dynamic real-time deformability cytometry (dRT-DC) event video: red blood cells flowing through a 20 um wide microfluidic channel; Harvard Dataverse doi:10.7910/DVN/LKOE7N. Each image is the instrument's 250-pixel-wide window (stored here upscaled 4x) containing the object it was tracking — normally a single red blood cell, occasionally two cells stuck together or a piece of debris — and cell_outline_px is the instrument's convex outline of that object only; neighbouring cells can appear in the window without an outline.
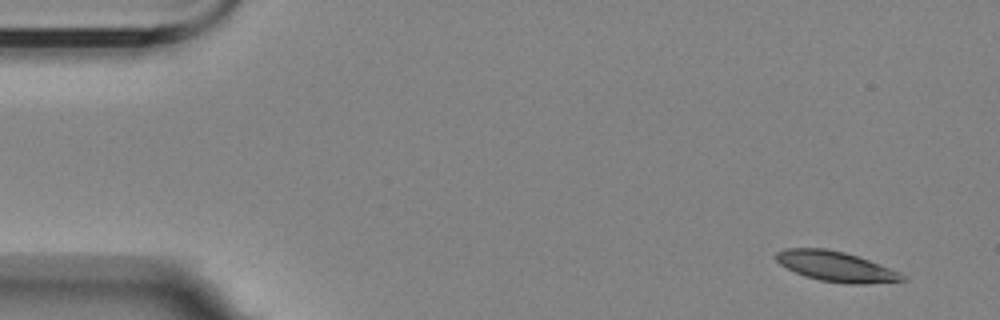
{"species": "Egyptian fruit bat (a non-hibernating species)", "species_latin": "Rousettus aegyptiacus", "temperature_condition": "room temperature", "stored_images_in_passage": 54, "camera_frame_rate_fps": 3000, "um_per_image_px": 0.085, "animal": {"sex": "female"}, "frame": {"image": 1, "passage_image": 1, "time_ms": 0.0, "image_size_px": [1000, 320], "cell_outline_px": [[908, 280], [868, 284], [848, 284], [820, 280], [804, 276], [780, 264], [776, 260], [776, 252], [784, 248], [824, 248], [844, 252], [868, 260], [900, 272]], "centroid_in_image_um": [71.05, 22.65], "position_along_channel_um": 13.9, "area_um2": 22.02}}
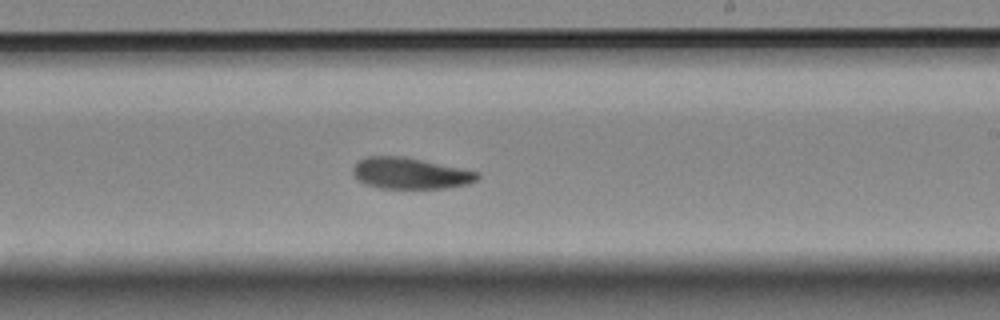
{"frame": {"image": 2, "passage_image": 31, "time_ms": 10.0, "image_size_px": [1000, 320], "cell_outline_px": [[480, 176], [476, 180], [468, 184], [448, 188], [376, 188], [364, 184], [356, 180], [352, 176], [352, 168], [356, 160], [368, 156], [400, 156], [480, 172]], "centroid_in_image_um": [34.79, 14.74], "position_along_channel_um": 254.2, "area_um2": 22.83}}
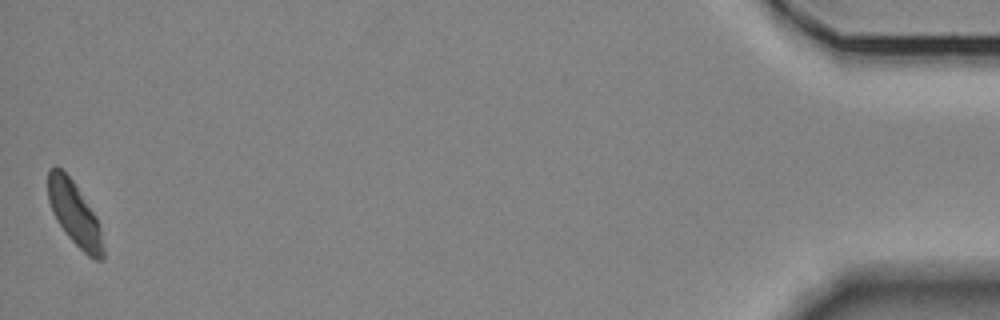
{"frame": {"image": 3, "passage_image": 54, "time_ms": 17.667, "image_size_px": [1000, 320], "cell_outline_px": [[104, 260], [96, 260], [88, 256], [68, 236], [56, 220], [52, 212], [48, 200], [48, 172], [52, 168], [60, 168], [72, 180], [96, 216], [104, 248]], "centroid_in_image_um": [6.33, 18.2], "position_along_channel_um": 428.9, "area_um2": 20.0}, "authors_computed_cell_mechanics": {"area_um2": 22.7443, "velocity_mm_per_s": 3.4789, "shape_relaxation_time_tau1_ms": 6.2599, "shape_relaxation_time_tau2_ms": 6.2658, "deformation_change_tau1": 0.1458, "deformation_change_tau2": 0.1207}}